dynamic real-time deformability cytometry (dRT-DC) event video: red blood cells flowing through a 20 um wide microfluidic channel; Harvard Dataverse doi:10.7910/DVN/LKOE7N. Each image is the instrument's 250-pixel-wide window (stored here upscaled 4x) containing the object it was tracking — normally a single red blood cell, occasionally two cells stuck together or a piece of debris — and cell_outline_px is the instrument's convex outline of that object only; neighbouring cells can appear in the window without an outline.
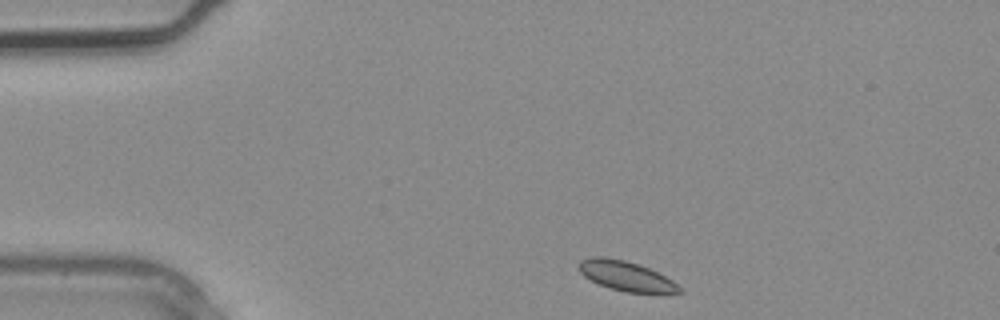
{"species": "common noctule bat (a hibernating species)", "species_latin": "Nyctalus noctula", "temperature_condition": "warm", "stored_images_in_passage": 2, "segment_of_instrument_passage": [2, 2], "camera_frame_rate_fps": 3000, "um_per_image_px": 0.085, "animal": {"sex": "male", "body_mass_g": 20.4}, "frame": {"image": 1, "passage_image": 2, "time_ms": 0.333, "image_size_px": [1000, 320], "cell_outline_px": [[684, 292], [624, 292], [600, 284], [584, 276], [580, 272], [580, 260], [592, 256], [604, 256], [624, 260], [640, 264], [672, 280]], "centroid_in_image_um": [53.18, 23.43], "position_along_channel_um": 31.8, "area_um2": 16.99}}